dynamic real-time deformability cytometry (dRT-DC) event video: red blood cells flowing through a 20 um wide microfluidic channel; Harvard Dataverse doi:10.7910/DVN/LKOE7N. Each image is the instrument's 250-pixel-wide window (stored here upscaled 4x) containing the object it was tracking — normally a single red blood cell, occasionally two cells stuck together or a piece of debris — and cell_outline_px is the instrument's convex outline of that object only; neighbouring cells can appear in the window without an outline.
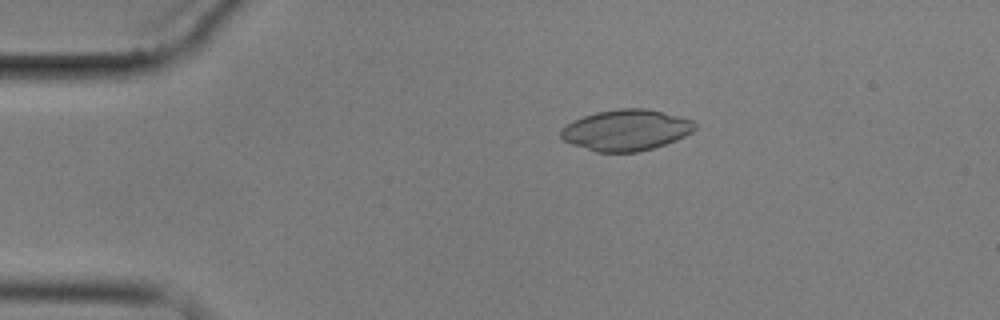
{"species": "common noctule bat (a hibernating species)", "species_latin": "Nyctalus noctula", "temperature_condition": "cold", "stored_images_in_passage": 4, "camera_frame_rate_fps": 3000, "um_per_image_px": 0.085, "animal": {"sex": "male", "body_mass_g": 17.9}, "frame": {"image": 1, "passage_image": 3, "time_ms": 2.333, "image_size_px": [1000, 320], "cell_outline_px": [[696, 128], [692, 132], [676, 140], [640, 152], [596, 152], [572, 144], [564, 140], [560, 136], [560, 132], [568, 124], [584, 116], [596, 112], [620, 108], [644, 108], [692, 120], [696, 124]], "centroid_in_image_um": [53.22, 11.07], "position_along_channel_um": 31.8, "area_um2": 31.62}}